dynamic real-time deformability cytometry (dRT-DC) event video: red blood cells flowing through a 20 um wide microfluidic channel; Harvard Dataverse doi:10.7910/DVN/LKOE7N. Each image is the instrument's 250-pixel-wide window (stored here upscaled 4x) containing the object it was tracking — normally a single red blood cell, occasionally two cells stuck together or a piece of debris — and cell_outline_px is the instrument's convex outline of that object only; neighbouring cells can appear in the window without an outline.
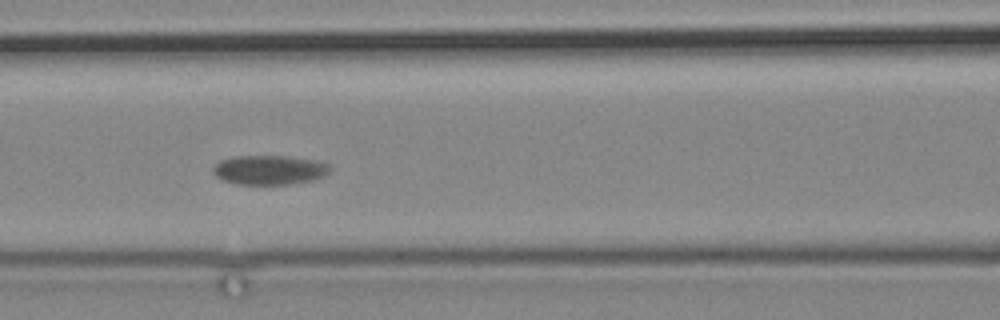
{"species": "common noctule bat (a hibernating species)", "species_latin": "Nyctalus noctula", "temperature_condition": "cold", "stored_images_in_passage": 6, "camera_frame_rate_fps": 3000, "um_per_image_px": 0.085, "animal": {"sex": "male", "body_mass_g": 19.2, "forearm_length_mm": 51.8}, "frame": {"image": 1, "passage_image": 5, "time_ms": 4.333, "image_size_px": [1000, 320], "cell_outline_px": [[332, 168], [324, 176], [312, 180], [288, 184], [236, 184], [224, 180], [216, 176], [212, 172], [212, 168], [220, 160], [232, 156], [288, 156], [316, 160], [328, 164]], "centroid_in_image_um": [22.89, 14.43], "position_along_channel_um": 143.7, "area_um2": 20.06}}
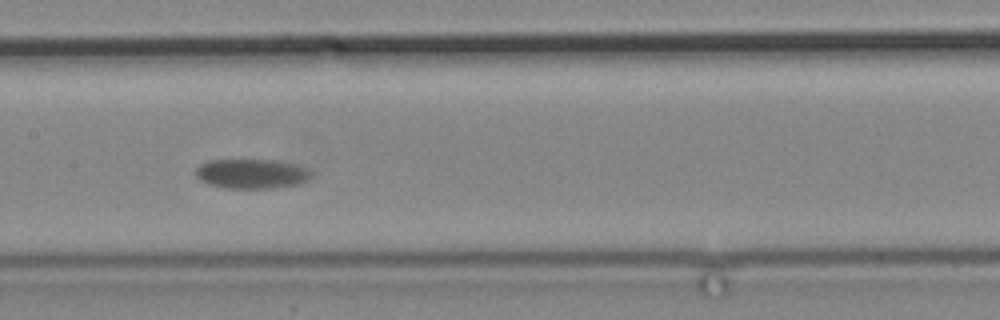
{"frame": {"image": 2, "passage_image": 6, "time_ms": 5.667, "image_size_px": [1000, 320], "cell_outline_px": [[312, 176], [308, 180], [296, 184], [276, 188], [228, 188], [208, 184], [200, 180], [196, 176], [196, 168], [200, 164], [208, 160], [276, 160], [296, 164], [308, 168], [312, 172]], "centroid_in_image_um": [21.41, 14.76], "position_along_channel_um": 186.0, "area_um2": 20.06}}